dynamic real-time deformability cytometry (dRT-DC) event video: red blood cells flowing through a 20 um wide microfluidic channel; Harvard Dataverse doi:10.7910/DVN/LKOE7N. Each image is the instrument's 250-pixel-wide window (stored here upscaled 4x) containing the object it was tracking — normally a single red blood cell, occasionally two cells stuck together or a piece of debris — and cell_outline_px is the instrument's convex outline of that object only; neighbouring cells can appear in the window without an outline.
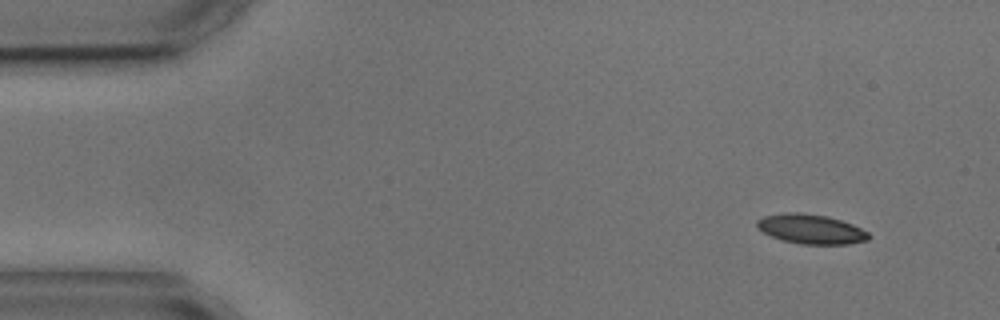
{"species": "common noctule bat (a hibernating species)", "species_latin": "Nyctalus noctula", "temperature_condition": "cold", "stored_images_in_passage": 4, "camera_frame_rate_fps": 3000, "um_per_image_px": 0.085, "animal": {"sex": "male", "body_mass_g": 17.9, "forearm_length_mm": 54.2}, "frame": {"image": 1, "passage_image": 1, "time_ms": 0.0, "image_size_px": [1000, 320], "cell_outline_px": [[872, 236], [868, 240], [848, 244], [800, 244], [784, 240], [772, 236], [764, 232], [756, 224], [756, 220], [764, 216], [784, 212], [800, 212], [828, 216], [852, 224], [868, 232]], "centroid_in_image_um": [68.96, 19.46], "position_along_channel_um": 16.0, "area_um2": 19.19}}
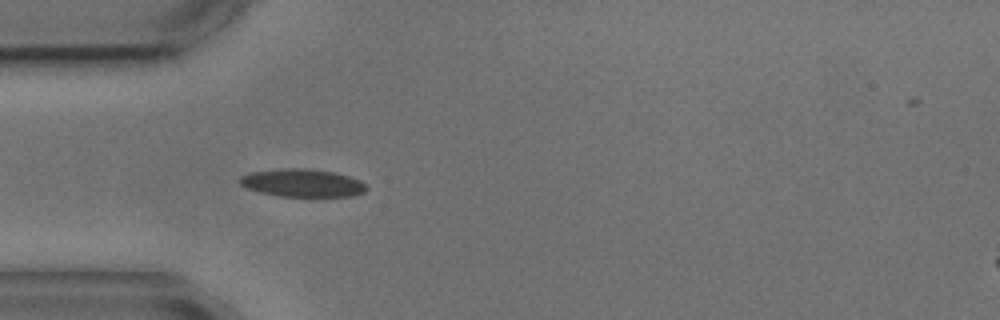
{"frame": {"image": 2, "passage_image": 3, "time_ms": 3.667, "image_size_px": [1000, 320], "cell_outline_px": [[368, 188], [364, 192], [352, 196], [280, 196], [260, 192], [248, 188], [240, 184], [240, 176], [252, 172], [280, 168], [308, 168], [336, 172], [360, 180]], "centroid_in_image_um": [25.72, 15.54], "position_along_channel_um": 59.3, "area_um2": 20.52}}